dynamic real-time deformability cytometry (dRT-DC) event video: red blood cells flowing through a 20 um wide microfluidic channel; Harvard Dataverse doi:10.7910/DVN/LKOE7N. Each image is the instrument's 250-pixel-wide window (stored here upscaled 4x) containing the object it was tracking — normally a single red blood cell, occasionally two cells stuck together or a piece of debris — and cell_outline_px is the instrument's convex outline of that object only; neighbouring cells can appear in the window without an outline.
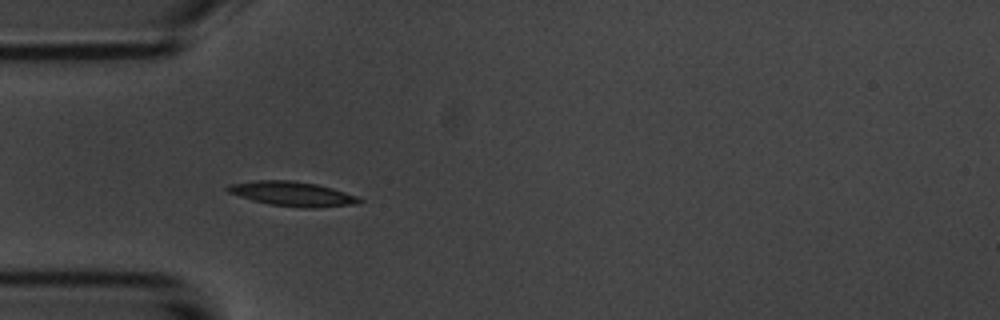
{"species": "common noctule bat (a hibernating species)", "species_latin": "Nyctalus noctula", "temperature_condition": "room temperature", "stored_images_in_passage": 11, "camera_frame_rate_fps": 3000, "um_per_image_px": 0.085, "animal": {"sex": "male", "body_mass_g": 20.1, "forearm_length_mm": 53.5}, "frame": {"image": 1, "passage_image": 1, "time_ms": 0.0, "image_size_px": [1000, 320], "cell_outline_px": [[364, 200], [356, 204], [316, 208], [304, 208], [268, 204], [252, 200], [228, 192], [224, 188], [232, 184], [256, 180], [292, 180], [316, 184], [332, 188], [356, 196]], "centroid_in_image_um": [24.86, 16.48], "position_along_channel_um": 60.1, "area_um2": 18.73}}
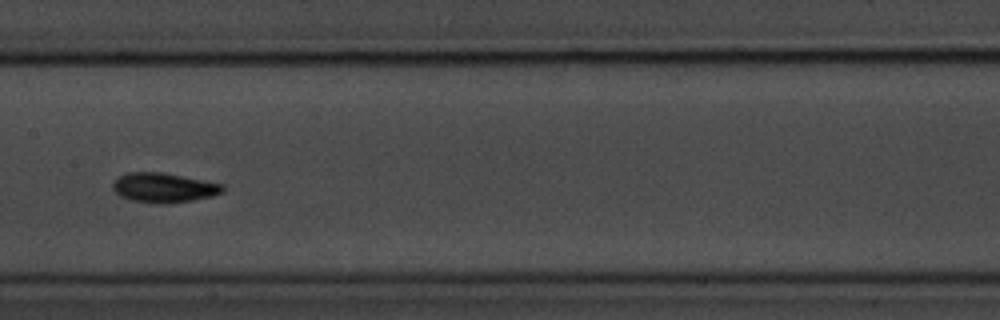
{"frame": {"image": 2, "passage_image": 4, "time_ms": 3.667, "image_size_px": [1000, 320], "cell_outline_px": [[224, 192], [212, 196], [192, 200], [168, 204], [156, 204], [128, 200], [120, 196], [112, 188], [112, 184], [120, 176], [128, 172], [160, 172], [204, 180], [224, 184]], "centroid_in_image_um": [13.92, 15.97], "position_along_channel_um": 193.5, "area_um2": 19.07}}
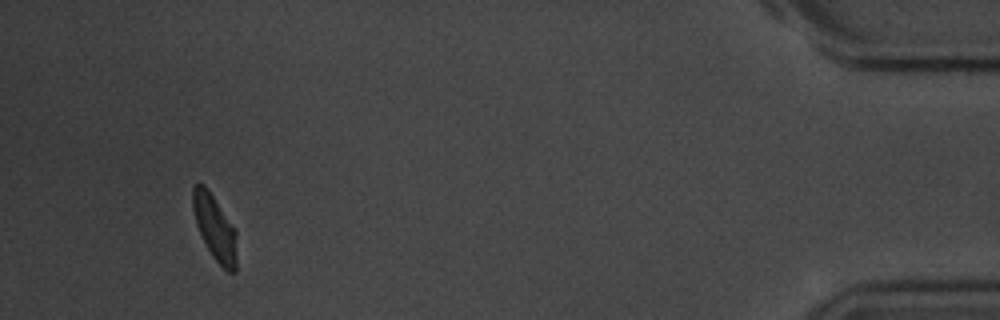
{"frame": {"image": 3, "passage_image": 10, "time_ms": 11.667, "image_size_px": [1000, 320], "cell_outline_px": [[236, 272], [228, 272], [212, 256], [196, 224], [192, 208], [192, 188], [196, 184], [204, 184], [236, 232]], "centroid_in_image_um": [18.24, 19.37], "position_along_channel_um": 417.0, "area_um2": 16.13}, "authors_computed_cell_mechanics": {"area_um2": 17.3978, "velocity_mm_per_s": 3.6729, "shape_relaxation_time_tau1_ms": 1.1361, "shape_relaxation_time_tau2_ms": null, "deformation_change_tau1": 0.0942, "deformation_change_tau2": null}}